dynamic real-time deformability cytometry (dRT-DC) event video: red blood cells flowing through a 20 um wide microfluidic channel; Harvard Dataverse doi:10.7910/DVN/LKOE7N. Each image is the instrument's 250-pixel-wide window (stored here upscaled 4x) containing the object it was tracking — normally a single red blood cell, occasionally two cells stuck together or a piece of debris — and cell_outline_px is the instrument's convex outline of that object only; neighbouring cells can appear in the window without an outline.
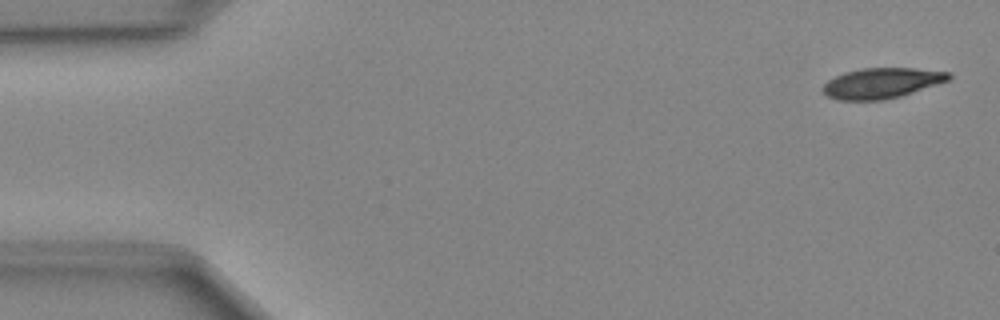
{"species": "Egyptian fruit bat (a non-hibernating species)", "species_latin": "Rousettus aegyptiacus", "temperature_condition": "cold", "stored_images_in_passage": 49, "camera_frame_rate_fps": 3000, "um_per_image_px": 0.085, "animal": {"sex": "female"}, "frame": {"image": 1, "passage_image": 2, "time_ms": 0.333, "image_size_px": [1000, 320], "cell_outline_px": [[952, 76], [948, 80], [900, 96], [884, 100], [836, 100], [828, 96], [824, 92], [824, 84], [828, 80], [844, 72], [864, 68], [912, 68], [952, 72]], "centroid_in_image_um": [74.94, 7.06], "position_along_channel_um": 10.1, "area_um2": 22.08}}
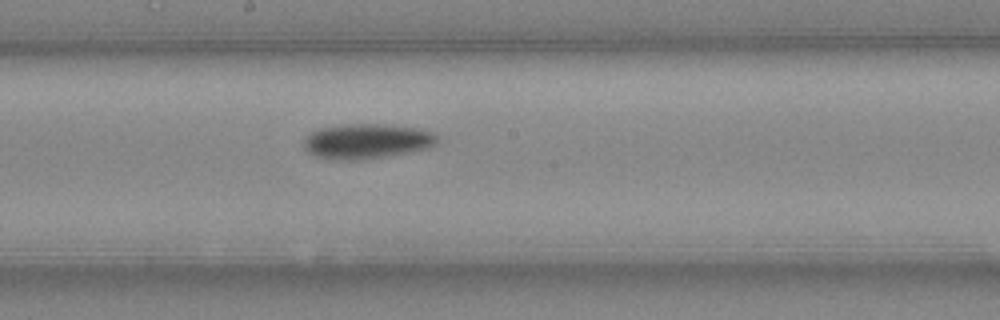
{"frame": {"image": 2, "passage_image": 26, "time_ms": 8.333, "image_size_px": [1000, 320], "cell_outline_px": [[436, 144], [428, 148], [356, 160], [340, 160], [316, 156], [308, 152], [304, 148], [304, 140], [308, 132], [320, 128], [344, 124], [384, 124], [416, 128], [436, 132]], "centroid_in_image_um": [31.13, 11.98], "position_along_channel_um": 217.1, "area_um2": 26.88}}
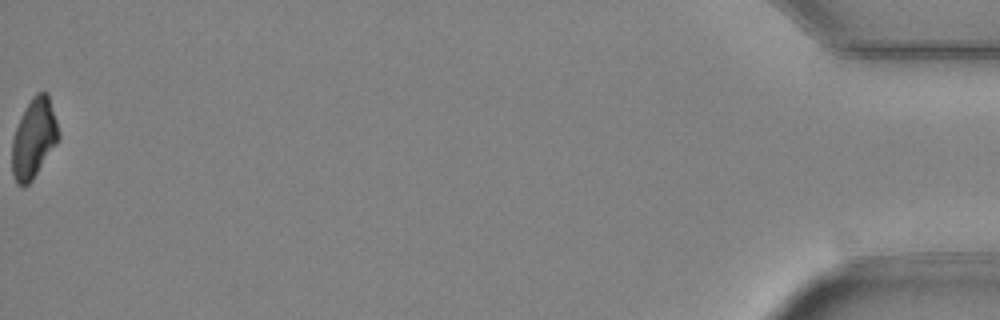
{"frame": {"image": 3, "passage_image": 49, "time_ms": 16.0, "image_size_px": [1000, 320], "cell_outline_px": [[60, 136], [56, 144], [32, 180], [24, 188], [16, 184], [12, 176], [12, 140], [16, 128], [32, 96], [36, 92], [48, 92], [60, 132]], "centroid_in_image_um": [2.88, 11.78], "position_along_channel_um": 432.3, "area_um2": 21.5}}